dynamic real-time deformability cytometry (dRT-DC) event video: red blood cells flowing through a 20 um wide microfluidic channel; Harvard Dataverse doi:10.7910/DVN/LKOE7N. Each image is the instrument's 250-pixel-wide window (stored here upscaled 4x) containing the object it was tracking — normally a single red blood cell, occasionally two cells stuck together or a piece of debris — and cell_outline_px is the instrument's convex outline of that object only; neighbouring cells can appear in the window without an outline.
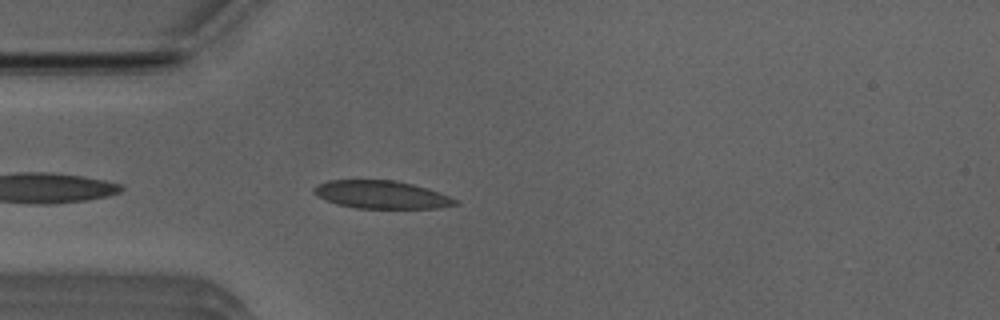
{"species": "Egyptian fruit bat (a non-hibernating species)", "species_latin": "Rousettus aegyptiacus", "temperature_condition": "room temperature", "stored_images_in_passage": 39, "camera_frame_rate_fps": 3000, "um_per_image_px": 0.085, "animal": {"sex": "male"}, "frame": {"image": 1, "passage_image": 3, "time_ms": 0.667, "image_size_px": [1000, 320], "cell_outline_px": [[460, 204], [440, 208], [356, 208], [336, 204], [316, 196], [312, 192], [312, 188], [316, 184], [328, 180], [396, 180], [428, 188], [440, 192], [460, 200]], "centroid_in_image_um": [32.43, 16.54], "position_along_channel_um": 52.6, "area_um2": 23.35}}
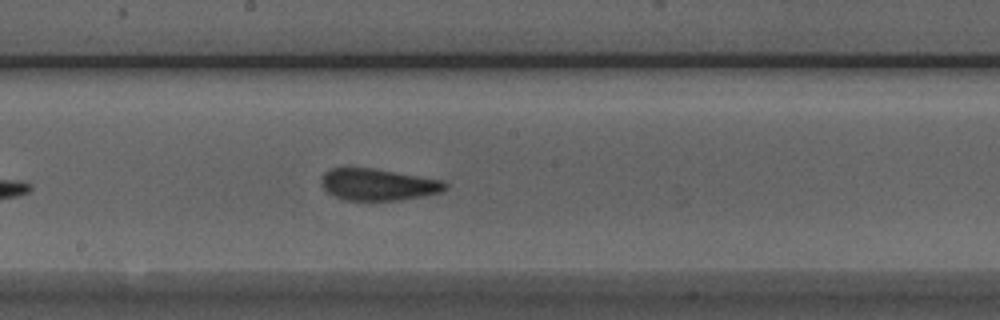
{"frame": {"image": 2, "passage_image": 16, "time_ms": 5.0, "image_size_px": [1000, 320], "cell_outline_px": [[448, 188], [444, 192], [424, 196], [400, 200], [344, 200], [328, 192], [320, 184], [320, 176], [324, 172], [332, 168], [372, 168], [444, 180], [448, 184]], "centroid_in_image_um": [32.17, 15.69], "position_along_channel_um": 216.0, "area_um2": 23.12}}
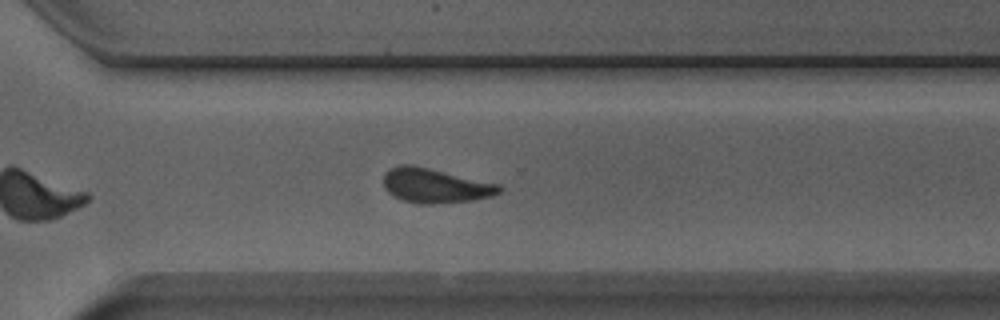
{"frame": {"image": 3, "passage_image": 25, "time_ms": 8.0, "image_size_px": [1000, 320], "cell_outline_px": [[504, 188], [500, 192], [492, 196], [472, 200], [432, 204], [424, 204], [400, 200], [392, 196], [384, 188], [384, 172], [400, 164], [412, 164], [500, 184]], "centroid_in_image_um": [36.98, 15.78], "position_along_channel_um": 333.6, "area_um2": 23.41}, "authors_computed_cell_mechanics": {"area_um2": 23.0044, "velocity_mm_per_s": 3.9277, "shape_relaxation_time_tau1_ms": null, "shape_relaxation_time_tau2_ms": 1.6845, "deformation_change_tau1": null, "deformation_change_tau2": 0.0852}}